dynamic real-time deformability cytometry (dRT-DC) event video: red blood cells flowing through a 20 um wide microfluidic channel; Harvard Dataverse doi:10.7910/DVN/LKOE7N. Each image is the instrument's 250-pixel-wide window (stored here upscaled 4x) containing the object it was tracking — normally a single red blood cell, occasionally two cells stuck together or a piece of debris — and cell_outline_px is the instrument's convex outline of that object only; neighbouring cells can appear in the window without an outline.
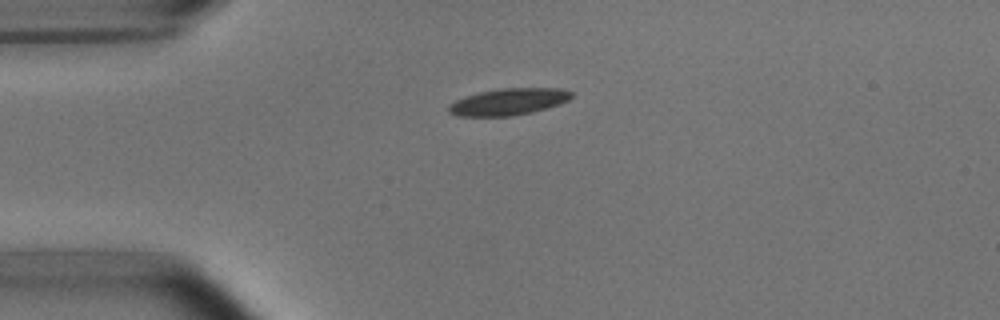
{"species": "common noctule bat (a hibernating species)", "species_latin": "Nyctalus noctula", "temperature_condition": "room temperature", "stored_images_in_passage": 1, "camera_frame_rate_fps": 3000, "um_per_image_px": 0.085, "animal": {"sex": "male", "body_mass_g": 15.6}, "frame": {"image": 1, "passage_image": 1, "time_ms": 0.0, "image_size_px": [1000, 320], "cell_outline_px": [[572, 96], [568, 100], [560, 104], [532, 112], [512, 116], [456, 116], [448, 112], [448, 104], [464, 96], [480, 92], [500, 88], [560, 88], [572, 92]], "centroid_in_image_um": [43.2, 8.65], "position_along_channel_um": 41.8, "area_um2": 19.19}}